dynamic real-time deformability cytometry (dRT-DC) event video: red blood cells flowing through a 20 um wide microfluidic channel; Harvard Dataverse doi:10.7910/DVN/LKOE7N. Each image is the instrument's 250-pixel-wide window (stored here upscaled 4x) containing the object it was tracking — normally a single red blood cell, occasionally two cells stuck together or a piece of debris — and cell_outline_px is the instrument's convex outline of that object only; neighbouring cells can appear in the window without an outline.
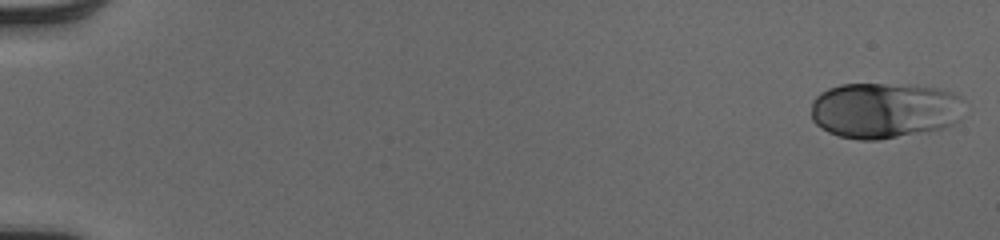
{"species": "human", "species_latin": "Homo sapiens", "temperature_condition": "cold", "stored_images_in_passage": 51, "camera_frame_rate_fps": 3000, "um_per_image_px": 0.085, "donor": {"sex": "male"}, "frame": {"image": 1, "passage_image": 1, "time_ms": 0.0, "image_size_px": [1000, 240], "cell_outline_px": [[960, 120], [944, 128], [880, 140], [860, 140], [840, 136], [828, 132], [820, 128], [812, 120], [812, 100], [820, 92], [828, 88], [840, 84], [884, 84], [940, 88], [952, 92], [960, 96]], "centroid_in_image_um": [75.13, 9.38], "position_along_channel_um": 9.9, "area_um2": 49.82}}
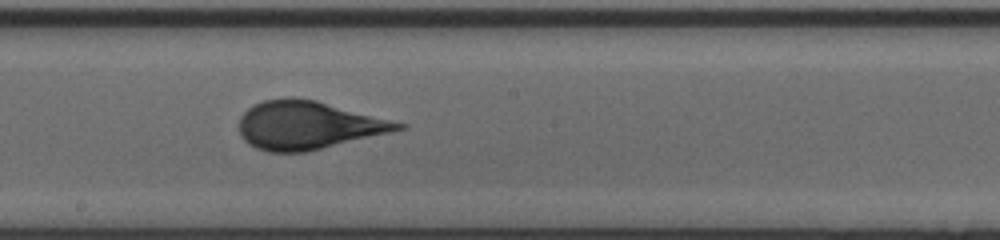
{"frame": {"image": 2, "passage_image": 30, "time_ms": 9.667, "image_size_px": [1000, 240], "cell_outline_px": [[408, 128], [392, 132], [308, 152], [268, 152], [256, 148], [248, 144], [240, 136], [240, 116], [252, 104], [264, 100], [316, 100], [408, 124]], "centroid_in_image_um": [26.22, 10.68], "position_along_channel_um": 222.0, "area_um2": 44.27}}
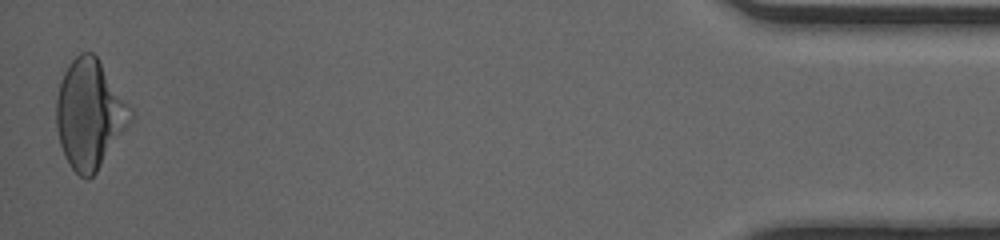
{"frame": {"image": 3, "passage_image": 51, "time_ms": 16.667, "image_size_px": [1000, 240], "cell_outline_px": [[136, 116], [96, 172], [88, 180], [80, 176], [72, 168], [64, 156], [60, 144], [56, 128], [56, 100], [60, 84], [64, 72], [68, 64], [80, 52], [92, 52], [96, 56], [132, 108]], "centroid_in_image_um": [7.63, 9.71], "position_along_channel_um": 427.6, "area_um2": 47.11}, "authors_computed_cell_mechanics": {"area_um2": 44.2748, "velocity_mm_per_s": 4.0757, "shape_relaxation_time_tau1_ms": 4.3051, "shape_relaxation_time_tau2_ms": null, "deformation_change_tau1": 0.1703, "deformation_change_tau2": null}}